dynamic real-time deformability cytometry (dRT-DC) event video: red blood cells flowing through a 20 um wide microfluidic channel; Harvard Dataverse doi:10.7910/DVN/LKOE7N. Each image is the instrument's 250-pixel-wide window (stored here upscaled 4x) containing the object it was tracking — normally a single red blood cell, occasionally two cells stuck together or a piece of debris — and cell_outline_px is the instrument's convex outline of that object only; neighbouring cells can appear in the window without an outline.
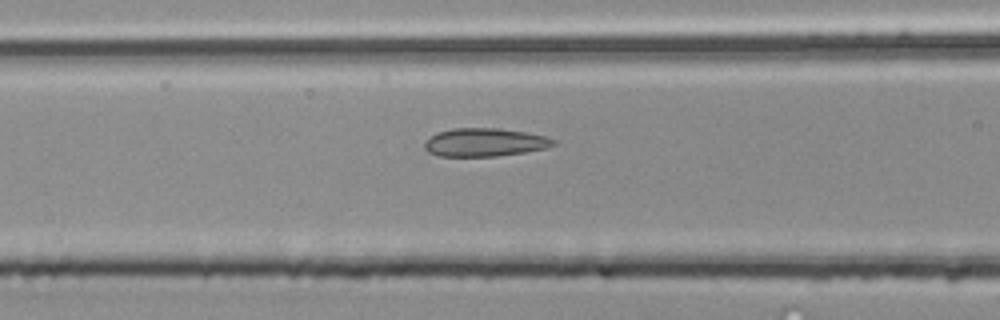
{"species": "common noctule bat (a hibernating species)", "species_latin": "Nyctalus noctula", "temperature_condition": "room temperature", "stored_images_in_passage": 30, "camera_frame_rate_fps": 3000, "um_per_image_px": 0.085, "animal": {"sex": "male", "body_mass_g": 20.4}, "frame": {"image": 1, "passage_image": 7, "time_ms": 2.0, "image_size_px": [1000, 320], "cell_outline_px": [[556, 144], [544, 148], [524, 152], [496, 156], [440, 156], [428, 152], [424, 148], [424, 140], [436, 132], [452, 128], [496, 128], [528, 132], [544, 136], [556, 140]], "centroid_in_image_um": [41.15, 12.09], "position_along_channel_um": 125.4, "area_um2": 21.27}}
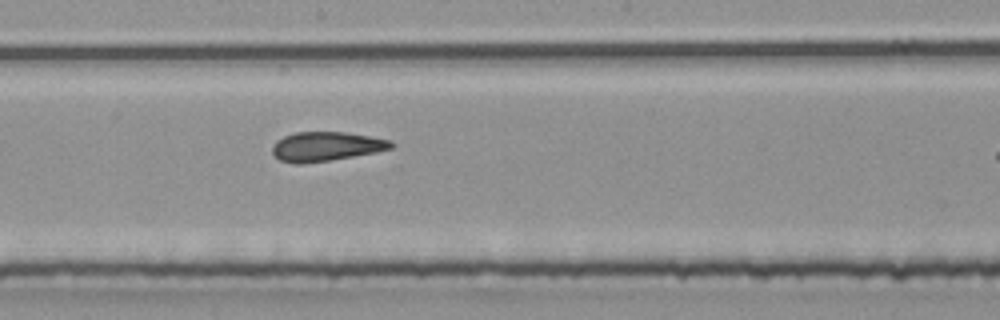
{"frame": {"image": 2, "passage_image": 14, "time_ms": 4.333, "image_size_px": [1000, 320], "cell_outline_px": [[396, 144], [392, 148], [376, 152], [328, 160], [300, 164], [296, 164], [280, 160], [272, 152], [272, 148], [276, 140], [284, 136], [296, 132], [344, 132], [392, 140]], "centroid_in_image_um": [27.73, 12.44], "position_along_channel_um": 220.5, "area_um2": 20.11}}
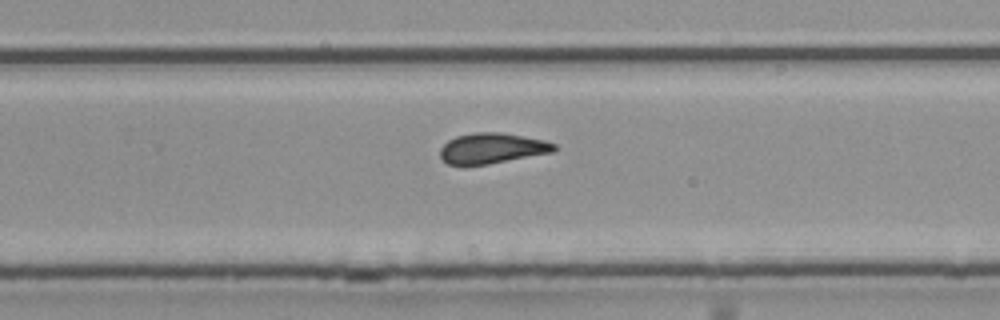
{"frame": {"image": 3, "passage_image": 19, "time_ms": 6.0, "image_size_px": [1000, 320], "cell_outline_px": [[556, 152], [488, 164], [464, 168], [448, 164], [440, 156], [440, 148], [448, 140], [456, 136], [472, 132], [500, 132], [544, 140], [556, 144]], "centroid_in_image_um": [41.79, 12.63], "position_along_channel_um": 288.0, "area_um2": 20.81}, "authors_computed_cell_mechanics": {"area_um2": 20.6057, "velocity_mm_per_s": 4.08, "shape_relaxation_time_tau1_ms": null, "shape_relaxation_time_tau2_ms": 1.9141, "deformation_change_tau1": null, "deformation_change_tau2": 0.0884}}